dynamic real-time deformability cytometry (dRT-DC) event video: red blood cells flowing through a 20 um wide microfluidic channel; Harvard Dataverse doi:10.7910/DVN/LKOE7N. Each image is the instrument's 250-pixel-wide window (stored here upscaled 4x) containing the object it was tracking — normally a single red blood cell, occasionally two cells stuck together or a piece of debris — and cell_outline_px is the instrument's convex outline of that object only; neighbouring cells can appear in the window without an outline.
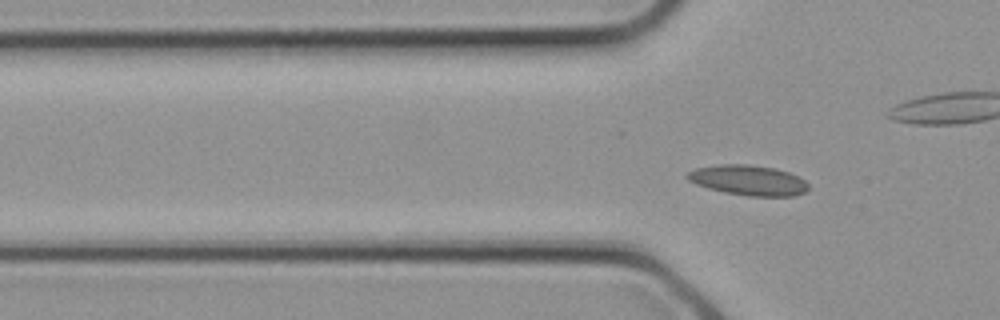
{"species": "common noctule bat (a hibernating species)", "species_latin": "Nyctalus noctula", "temperature_condition": "cold", "stored_images_in_passage": 4, "segment_of_instrument_passage": [2, 2], "camera_frame_rate_fps": 3000, "um_per_image_px": 0.085, "animal": {"sex": "female", "body_mass_g": 21.9}, "frame": {"image": 1, "passage_image": 4, "time_ms": 1.0, "image_size_px": [1000, 320], "cell_outline_px": [[808, 192], [796, 196], [748, 196], [724, 192], [708, 188], [696, 184], [688, 180], [684, 176], [688, 172], [696, 168], [720, 164], [748, 164], [776, 168], [788, 172], [804, 180], [808, 184]], "centroid_in_image_um": [63.61, 15.32], "position_along_channel_um": 62.2, "area_um2": 21.44}}